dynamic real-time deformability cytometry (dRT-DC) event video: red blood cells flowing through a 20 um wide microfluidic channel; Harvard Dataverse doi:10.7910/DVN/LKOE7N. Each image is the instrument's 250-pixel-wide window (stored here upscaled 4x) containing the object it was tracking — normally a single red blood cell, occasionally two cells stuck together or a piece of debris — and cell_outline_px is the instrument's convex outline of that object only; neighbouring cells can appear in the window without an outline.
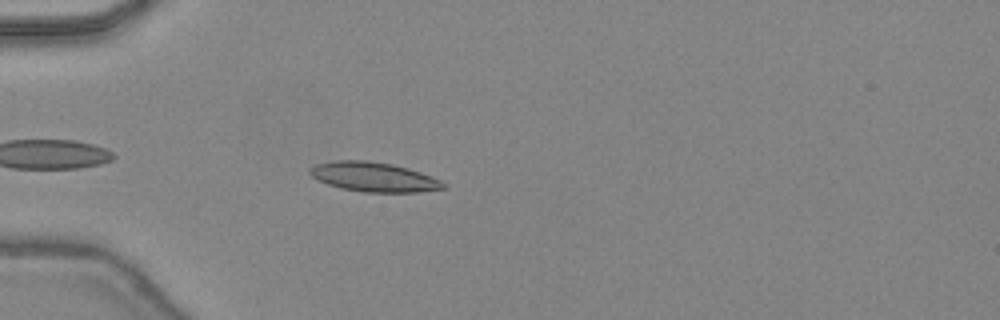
{"species": "common noctule bat (a hibernating species)", "species_latin": "Nyctalus noctula", "temperature_condition": "warm", "stored_images_in_passage": 30, "camera_frame_rate_fps": 3000, "um_per_image_px": 0.085, "animal": {"sex": "female", "body_mass_g": 24.6, "forearm_length_mm": 56.2}, "frame": {"image": 1, "passage_image": 3, "time_ms": 0.667, "image_size_px": [1000, 320], "cell_outline_px": [[448, 188], [420, 192], [364, 192], [340, 188], [328, 184], [312, 176], [308, 172], [308, 168], [316, 164], [332, 160], [368, 160], [392, 164], [408, 168], [420, 172], [440, 180], [448, 184]], "centroid_in_image_um": [31.79, 15.04], "position_along_channel_um": 53.2, "area_um2": 23.12}}
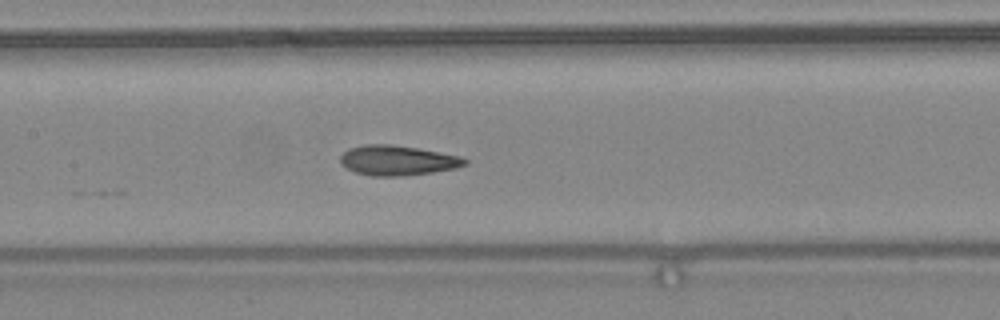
{"frame": {"image": 2, "passage_image": 12, "time_ms": 3.667, "image_size_px": [1000, 320], "cell_outline_px": [[468, 164], [456, 168], [432, 172], [400, 176], [368, 176], [356, 172], [340, 164], [340, 156], [348, 148], [364, 144], [392, 144], [416, 148], [460, 156], [468, 160]], "centroid_in_image_um": [33.76, 13.63], "position_along_channel_um": 173.6, "area_um2": 21.73}}
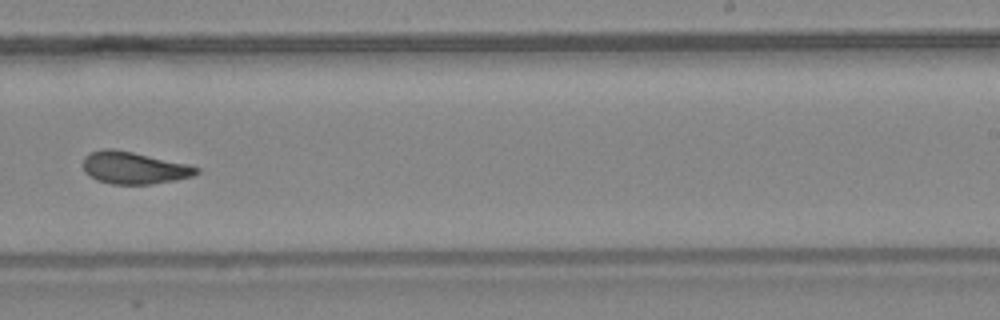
{"frame": {"image": 3, "passage_image": 19, "time_ms": 6.0, "image_size_px": [1000, 320], "cell_outline_px": [[200, 172], [192, 176], [176, 180], [152, 184], [112, 184], [96, 180], [84, 172], [84, 156], [92, 152], [104, 148], [112, 148], [132, 152], [188, 164], [200, 168]], "centroid_in_image_um": [11.39, 14.27], "position_along_channel_um": 277.6, "area_um2": 21.21}, "authors_computed_cell_mechanics": {"area_um2": 21.386, "velocity_mm_per_s": 4.4882, "shape_relaxation_time_tau1_ms": 10.7176, "shape_relaxation_time_tau2_ms": 1.807, "deformation_change_tau1": 0.2628, "deformation_change_tau2": 0.0848}}